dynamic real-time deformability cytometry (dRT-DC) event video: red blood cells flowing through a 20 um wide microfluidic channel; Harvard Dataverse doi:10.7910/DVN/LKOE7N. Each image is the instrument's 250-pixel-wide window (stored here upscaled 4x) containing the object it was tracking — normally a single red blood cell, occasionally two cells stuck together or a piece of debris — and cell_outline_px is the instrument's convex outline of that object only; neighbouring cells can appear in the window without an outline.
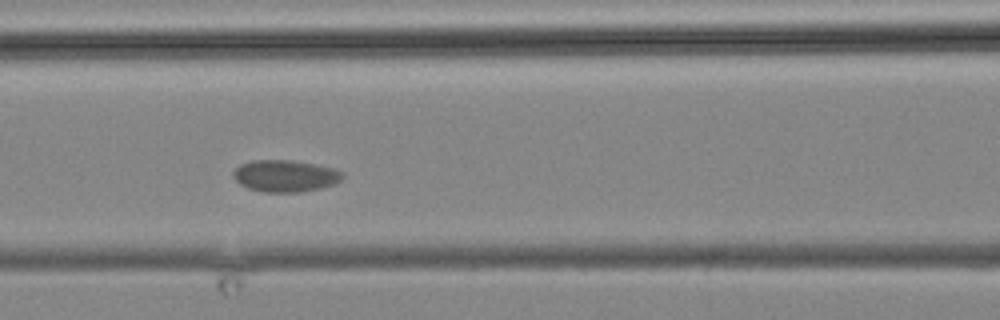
{"species": "common noctule bat (a hibernating species)", "species_latin": "Nyctalus noctula", "temperature_condition": "cold", "stored_images_in_passage": 5, "camera_frame_rate_fps": 3000, "um_per_image_px": 0.085, "animal": {"sex": "male", "body_mass_g": 19.2, "forearm_length_mm": 51.8}, "frame": {"image": 1, "passage_image": 3, "time_ms": 2.333, "image_size_px": [1000, 320], "cell_outline_px": [[344, 176], [340, 180], [332, 184], [320, 188], [300, 192], [264, 192], [248, 188], [240, 184], [232, 176], [232, 172], [240, 164], [252, 160], [292, 160], [336, 168], [344, 172]], "centroid_in_image_um": [24.24, 14.94], "position_along_channel_um": 142.4, "area_um2": 20.35}}
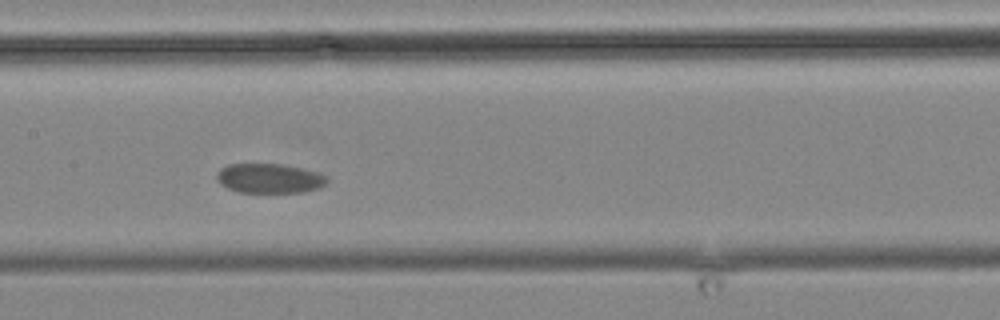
{"frame": {"image": 2, "passage_image": 4, "time_ms": 3.667, "image_size_px": [1000, 320], "cell_outline_px": [[328, 184], [320, 188], [304, 192], [240, 192], [228, 188], [220, 184], [216, 180], [216, 172], [220, 168], [228, 164], [280, 164], [300, 168], [316, 172], [328, 176]], "centroid_in_image_um": [22.9, 15.16], "position_along_channel_um": 184.5, "area_um2": 19.13}}
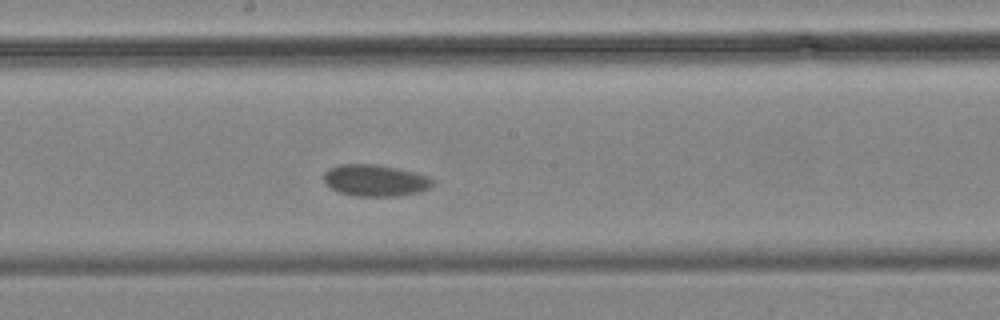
{"frame": {"image": 3, "passage_image": 5, "time_ms": 4.667, "image_size_px": [1000, 320], "cell_outline_px": [[432, 184], [428, 188], [420, 192], [396, 196], [356, 196], [340, 192], [332, 188], [324, 180], [324, 172], [328, 168], [340, 164], [372, 164], [396, 168], [428, 176], [432, 180]], "centroid_in_image_um": [31.87, 15.33], "position_along_channel_um": 216.3, "area_um2": 19.77}}